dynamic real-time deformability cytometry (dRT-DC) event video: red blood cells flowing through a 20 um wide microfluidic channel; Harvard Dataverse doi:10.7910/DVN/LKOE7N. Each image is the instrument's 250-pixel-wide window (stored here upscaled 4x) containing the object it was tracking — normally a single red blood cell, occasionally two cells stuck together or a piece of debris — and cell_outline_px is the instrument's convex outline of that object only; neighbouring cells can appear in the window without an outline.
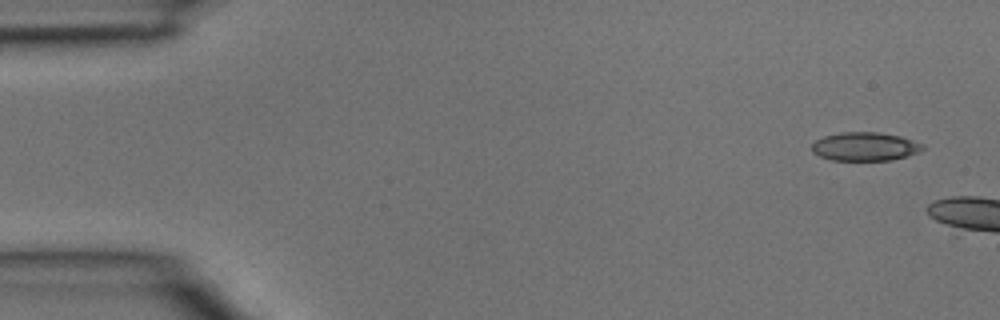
{"species": "common noctule bat (a hibernating species)", "species_latin": "Nyctalus noctula", "temperature_condition": "room temperature", "stored_images_in_passage": 3, "camera_frame_rate_fps": 3000, "um_per_image_px": 0.085, "animal": {"sex": "male", "body_mass_g": 15.6}, "frame": {"image": 1, "passage_image": 1, "time_ms": 0.0, "image_size_px": [1000, 320], "cell_outline_px": [[924, 148], [920, 152], [892, 160], [832, 160], [820, 156], [812, 152], [812, 144], [816, 140], [824, 136], [840, 132], [880, 132], [900, 136], [924, 144]], "centroid_in_image_um": [73.53, 12.45], "position_along_channel_um": 11.5, "area_um2": 18.5}}